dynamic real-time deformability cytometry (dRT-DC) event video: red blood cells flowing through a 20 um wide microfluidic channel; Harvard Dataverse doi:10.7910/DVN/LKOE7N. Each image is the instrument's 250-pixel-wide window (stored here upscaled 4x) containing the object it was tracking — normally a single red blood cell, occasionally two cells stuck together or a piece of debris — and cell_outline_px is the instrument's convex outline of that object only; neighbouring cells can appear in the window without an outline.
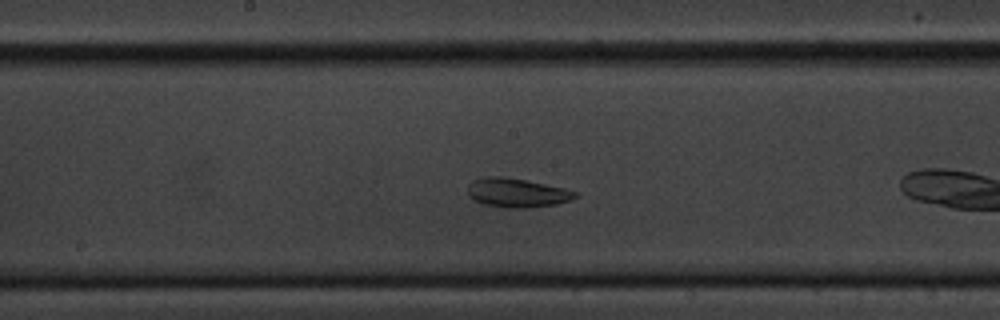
{"species": "common noctule bat (a hibernating species)", "species_latin": "Nyctalus noctula", "temperature_condition": "cold", "stored_images_in_passage": 44, "camera_frame_rate_fps": 3000, "um_per_image_px": 0.085, "animal": {"sex": "male", "body_mass_g": 20.1, "forearm_length_mm": 53.5}, "frame": {"image": 1, "passage_image": 15, "time_ms": 4.667, "image_size_px": [1000, 320], "cell_outline_px": [[580, 196], [572, 200], [556, 204], [524, 208], [504, 208], [484, 204], [472, 200], [468, 196], [468, 184], [472, 180], [484, 176], [504, 176], [564, 188], [580, 192]], "centroid_in_image_um": [43.94, 16.39], "position_along_channel_um": 204.3, "area_um2": 18.5}}
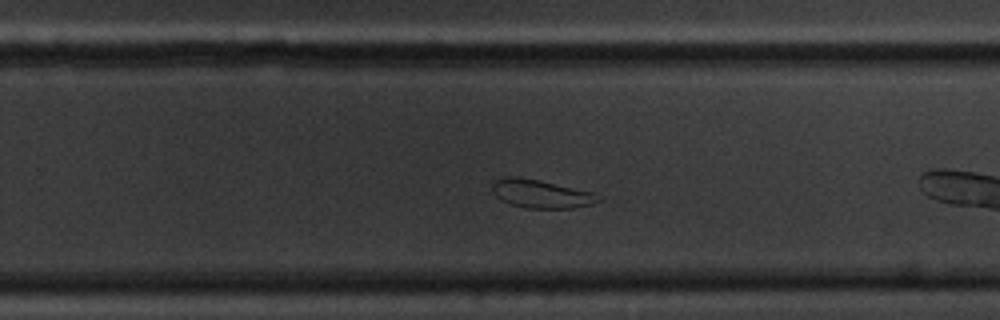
{"frame": {"image": 2, "passage_image": 22, "time_ms": 7.0, "image_size_px": [1000, 320], "cell_outline_px": [[604, 200], [592, 204], [572, 208], [528, 208], [512, 204], [500, 200], [496, 196], [492, 188], [492, 184], [500, 176], [516, 176], [536, 180], [592, 192], [604, 196]], "centroid_in_image_um": [46.01, 16.48], "position_along_channel_um": 283.8, "area_um2": 17.46}}
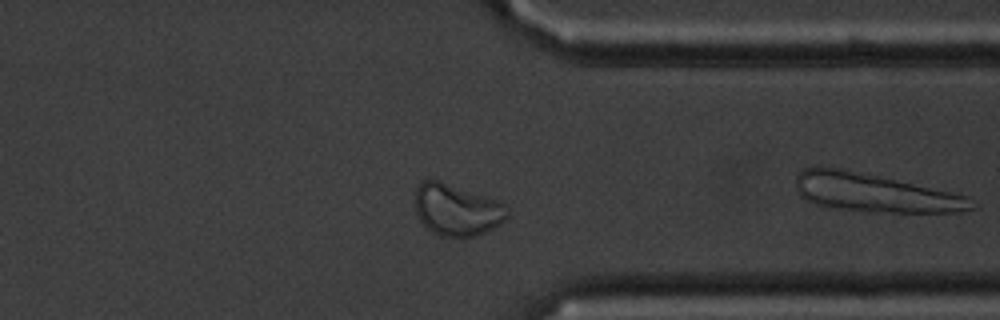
{"frame": {"image": 3, "passage_image": 30, "time_ms": 9.667, "image_size_px": [1000, 320], "cell_outline_px": [[508, 216], [500, 224], [476, 236], [440, 236], [432, 232], [420, 220], [416, 212], [416, 188], [420, 180], [436, 180], [500, 200], [504, 204], [508, 212]], "centroid_in_image_um": [38.83, 17.83], "position_along_channel_um": 372.6, "area_um2": 27.51}, "authors_computed_cell_mechanics": {"area_um2": 25.432, "velocity_mm_per_s": 3.4238, "shape_relaxation_time_tau1_ms": 2.7047, "shape_relaxation_time_tau2_ms": 1.5478, "deformation_change_tau1": 0.0873, "deformation_change_tau2": 0.0671}}